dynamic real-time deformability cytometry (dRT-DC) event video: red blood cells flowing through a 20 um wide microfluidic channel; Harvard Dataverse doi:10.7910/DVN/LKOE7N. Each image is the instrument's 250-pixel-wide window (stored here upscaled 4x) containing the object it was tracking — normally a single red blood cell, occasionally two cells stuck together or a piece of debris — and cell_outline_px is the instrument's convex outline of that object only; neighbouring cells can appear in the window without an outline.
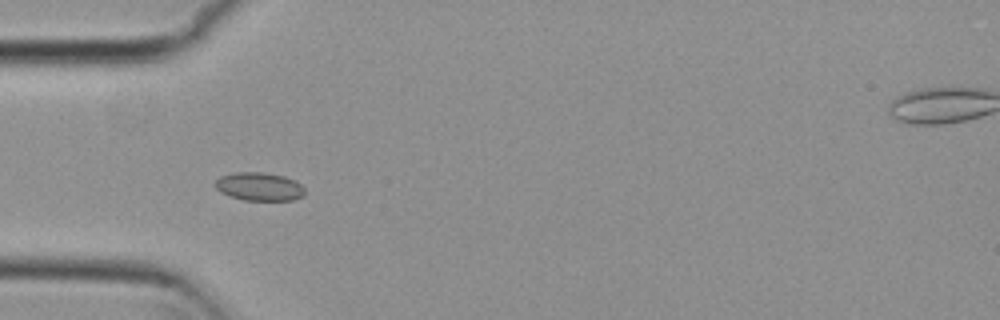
{"species": "common noctule bat (a hibernating species)", "species_latin": "Nyctalus noctula", "temperature_condition": "cold", "stored_images_in_passage": 8, "camera_frame_rate_fps": 3000, "um_per_image_px": 0.085, "animal": {"sex": "female", "body_mass_g": 29.2, "forearm_length_mm": 56.3}, "frame": {"image": 1, "passage_image": 5, "time_ms": 1.333, "image_size_px": [1000, 320], "cell_outline_px": [[304, 196], [292, 200], [244, 200], [220, 192], [212, 184], [220, 176], [232, 172], [264, 172], [284, 176], [296, 180], [304, 188]], "centroid_in_image_um": [22.02, 15.84], "position_along_channel_um": 63.0, "area_um2": 14.91}}
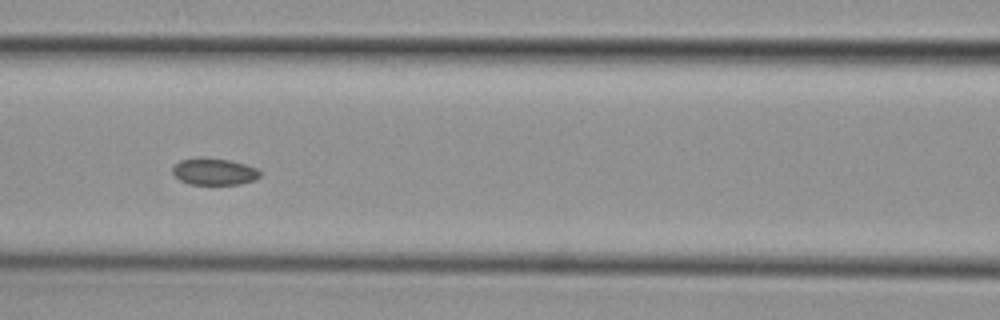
{"frame": {"image": 2, "passage_image": 7, "time_ms": 2.0, "image_size_px": [1000, 320], "cell_outline_px": [[260, 176], [256, 180], [240, 184], [188, 184], [180, 180], [172, 172], [172, 168], [180, 160], [200, 156], [228, 160], [244, 164], [256, 168], [260, 172]], "centroid_in_image_um": [18.19, 14.58], "position_along_channel_um": 148.4, "area_um2": 13.7}}
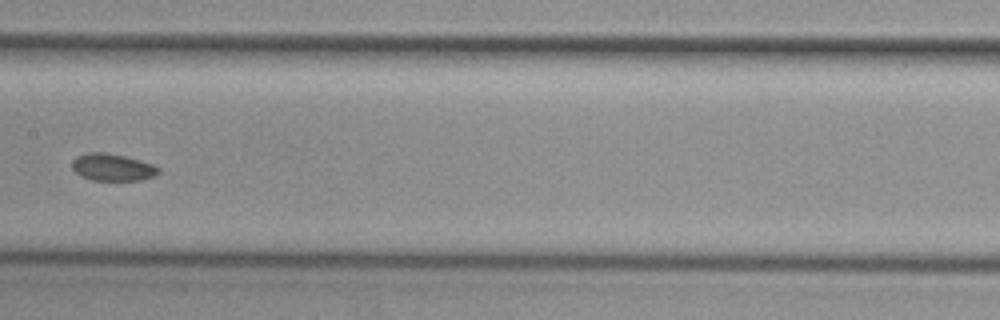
{"frame": {"image": 3, "passage_image": 8, "time_ms": 2.333, "image_size_px": [1000, 320], "cell_outline_px": [[160, 172], [156, 176], [140, 180], [92, 180], [80, 176], [72, 168], [72, 160], [76, 156], [88, 152], [104, 152], [124, 156], [152, 164], [160, 168]], "centroid_in_image_um": [9.55, 14.22], "position_along_channel_um": 197.8, "area_um2": 13.7}}